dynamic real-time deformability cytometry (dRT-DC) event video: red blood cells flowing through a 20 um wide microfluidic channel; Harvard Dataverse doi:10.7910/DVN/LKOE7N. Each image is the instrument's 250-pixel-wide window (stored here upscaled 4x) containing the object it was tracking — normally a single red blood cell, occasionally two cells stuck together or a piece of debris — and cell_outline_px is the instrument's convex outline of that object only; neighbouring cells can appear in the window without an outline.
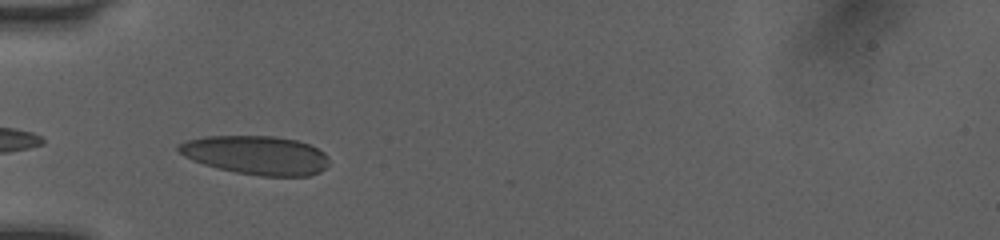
{"species": "human", "species_latin": "Homo sapiens", "temperature_condition": "room temperature", "stored_images_in_passage": 33, "camera_frame_rate_fps": 3000, "um_per_image_px": 0.085, "donor": {"sex": "female"}, "frame": {"image": 1, "passage_image": 1, "time_ms": 0.0, "image_size_px": [1000, 240], "cell_outline_px": [[328, 164], [320, 172], [308, 176], [260, 176], [236, 172], [204, 164], [192, 160], [184, 156], [176, 148], [176, 144], [188, 140], [204, 136], [272, 136], [296, 140], [308, 144], [324, 152], [328, 156]], "centroid_in_image_um": [21.77, 13.18], "position_along_channel_um": 63.2, "area_um2": 33.93}}
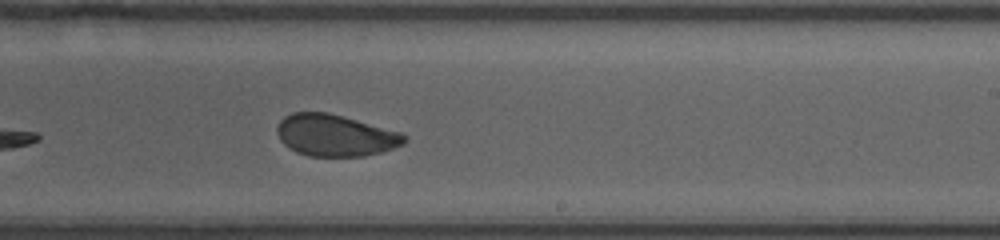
{"frame": {"image": 2, "passage_image": 16, "time_ms": 5.0, "image_size_px": [1000, 240], "cell_outline_px": [[408, 140], [404, 144], [380, 152], [364, 156], [308, 156], [296, 152], [284, 144], [280, 140], [276, 128], [280, 120], [284, 116], [292, 112], [328, 112], [404, 132], [408, 136]], "centroid_in_image_um": [28.53, 11.49], "position_along_channel_um": 260.5, "area_um2": 31.27}}
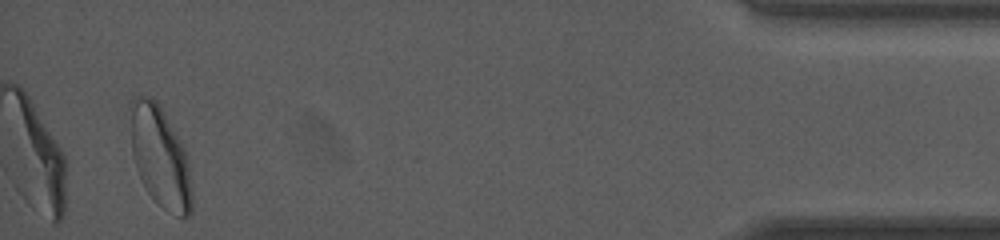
{"frame": {"image": 3, "passage_image": 33, "time_ms": 10.667, "image_size_px": [1000, 240], "cell_outline_px": [[192, 212], [188, 216], [180, 216], [168, 212], [148, 192], [136, 168], [132, 152], [128, 108], [128, 100], [132, 96], [148, 96], [156, 100], [164, 112], [184, 148], [188, 160], [192, 188]], "centroid_in_image_um": [13.58, 13.27], "position_along_channel_um": 421.6, "area_um2": 36.41}, "authors_computed_cell_mechanics": {"area_um2": 32.2524, "velocity_mm_per_s": 4.0537, "shape_relaxation_time_tau1_ms": 6.0025, "shape_relaxation_time_tau2_ms": 1.1239, "deformation_change_tau1": 0.1341, "deformation_change_tau2": 0.0676}}